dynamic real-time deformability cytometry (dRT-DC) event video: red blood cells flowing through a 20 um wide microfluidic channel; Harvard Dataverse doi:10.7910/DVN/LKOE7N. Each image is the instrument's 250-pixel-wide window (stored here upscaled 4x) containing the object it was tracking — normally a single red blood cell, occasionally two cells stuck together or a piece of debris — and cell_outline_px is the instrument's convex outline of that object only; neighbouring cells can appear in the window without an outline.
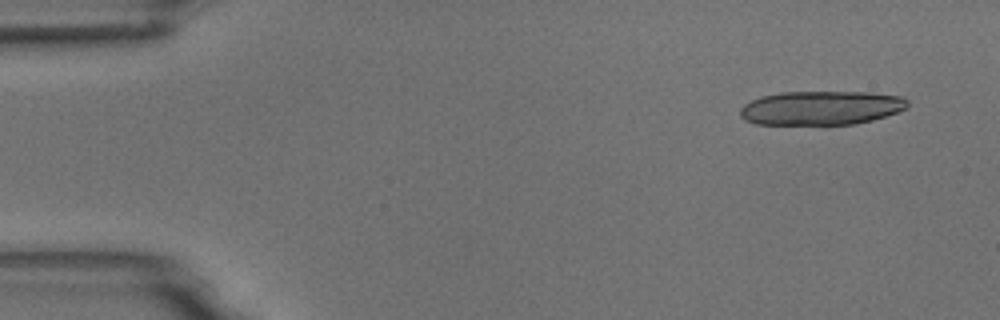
{"species": "common noctule bat (a hibernating species)", "species_latin": "Nyctalus noctula", "temperature_condition": "room temperature", "stored_images_in_passage": 9, "camera_frame_rate_fps": 3000, "um_per_image_px": 0.085, "animal": {"sex": "male", "body_mass_g": 18.8}, "frame": {"image": 1, "passage_image": 1, "time_ms": 0.0, "image_size_px": [1000, 320], "cell_outline_px": [[908, 104], [904, 108], [896, 112], [872, 120], [856, 124], [756, 124], [744, 120], [740, 116], [740, 108], [744, 104], [760, 96], [780, 92], [872, 92], [904, 96], [908, 100]], "centroid_in_image_um": [69.78, 9.16], "position_along_channel_um": 15.2, "area_um2": 33.29}}
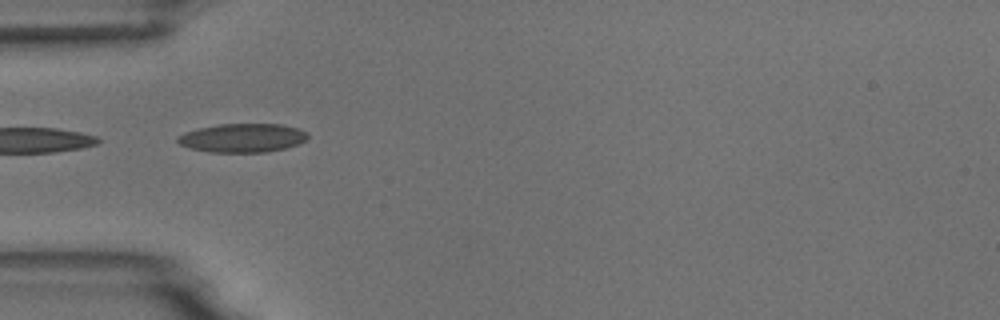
{"frame": {"image": 2, "passage_image": 4, "time_ms": 4.333, "image_size_px": [1000, 320], "cell_outline_px": [[308, 140], [300, 144], [268, 152], [208, 152], [188, 148], [180, 144], [176, 140], [176, 136], [184, 132], [196, 128], [220, 124], [280, 124], [300, 128], [308, 132]], "centroid_in_image_um": [20.62, 11.72], "position_along_channel_um": 64.4, "area_um2": 22.2}}
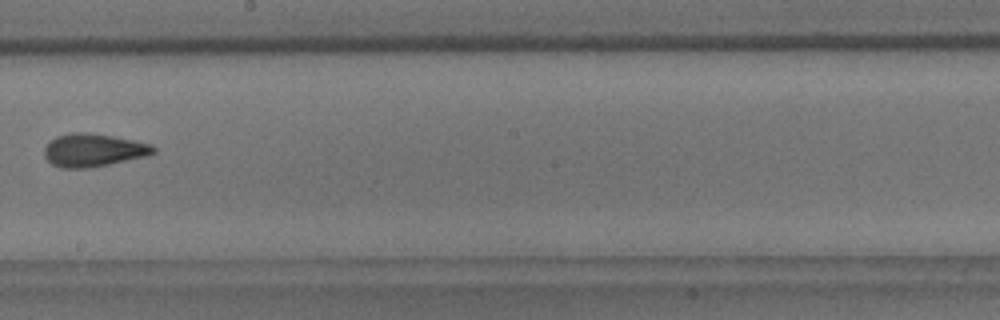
{"frame": {"image": 3, "passage_image": 8, "time_ms": 9.0, "image_size_px": [1000, 320], "cell_outline_px": [[156, 152], [148, 156], [88, 168], [60, 168], [52, 164], [44, 156], [44, 148], [56, 136], [76, 132], [88, 132], [112, 136], [152, 144], [156, 148]], "centroid_in_image_um": [7.95, 12.77], "position_along_channel_um": 240.2, "area_um2": 20.92}}